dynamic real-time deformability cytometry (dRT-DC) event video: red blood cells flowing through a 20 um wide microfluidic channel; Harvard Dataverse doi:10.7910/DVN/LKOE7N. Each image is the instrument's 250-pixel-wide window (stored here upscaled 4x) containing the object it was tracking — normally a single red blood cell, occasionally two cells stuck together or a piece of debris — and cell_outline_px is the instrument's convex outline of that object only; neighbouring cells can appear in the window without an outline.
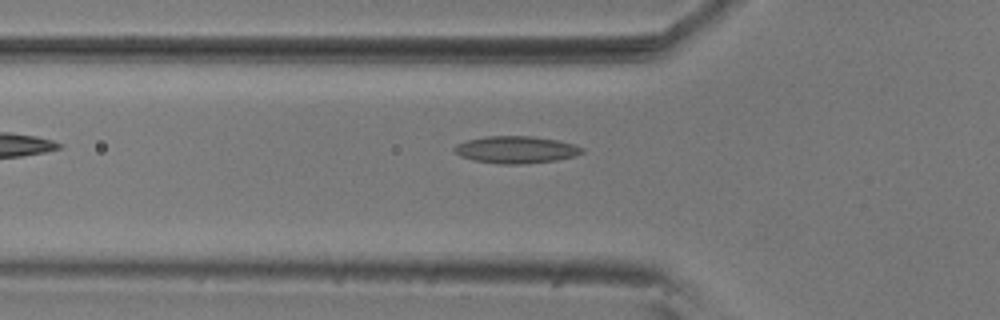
{"species": "common noctule bat (a hibernating species)", "species_latin": "Nyctalus noctula", "temperature_condition": "room temperature", "stored_images_in_passage": 37, "camera_frame_rate_fps": 3000, "um_per_image_px": 0.085, "animal": {"sex": "male", "body_mass_g": 20.5, "forearm_length_mm": 52.5}, "frame": {"image": 1, "passage_image": 3, "time_ms": 0.667, "image_size_px": [1000, 320], "cell_outline_px": [[584, 152], [576, 156], [556, 160], [524, 164], [500, 164], [472, 160], [460, 156], [452, 148], [456, 144], [468, 140], [484, 136], [532, 136], [556, 140], [576, 144], [584, 148]], "centroid_in_image_um": [43.88, 12.72], "position_along_channel_um": 81.9, "area_um2": 20.35}}
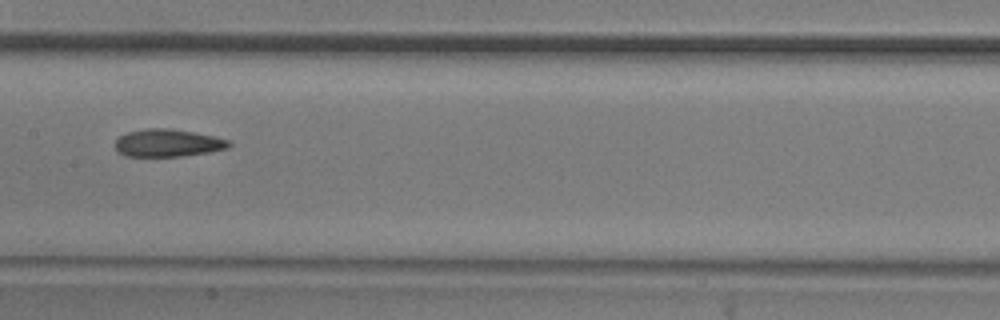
{"frame": {"image": 2, "passage_image": 12, "time_ms": 3.667, "image_size_px": [1000, 320], "cell_outline_px": [[232, 144], [228, 148], [212, 152], [184, 156], [124, 156], [116, 148], [116, 140], [120, 136], [128, 132], [144, 128], [172, 128], [212, 136], [228, 140]], "centroid_in_image_um": [14.28, 12.15], "position_along_channel_um": 193.1, "area_um2": 18.26}}
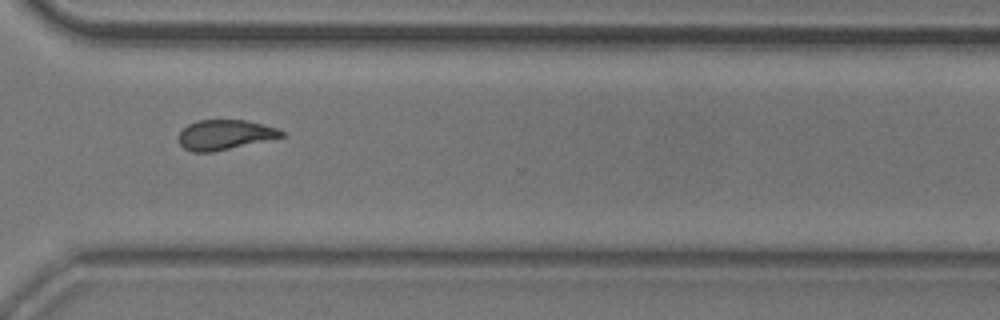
{"frame": {"image": 3, "passage_image": 25, "time_ms": 8.0, "image_size_px": [1000, 320], "cell_outline_px": [[284, 136], [212, 152], [192, 152], [184, 148], [180, 144], [180, 132], [188, 124], [200, 120], [248, 120], [276, 128], [284, 132]], "centroid_in_image_um": [19.1, 11.45], "position_along_channel_um": 351.5, "area_um2": 17.57}}